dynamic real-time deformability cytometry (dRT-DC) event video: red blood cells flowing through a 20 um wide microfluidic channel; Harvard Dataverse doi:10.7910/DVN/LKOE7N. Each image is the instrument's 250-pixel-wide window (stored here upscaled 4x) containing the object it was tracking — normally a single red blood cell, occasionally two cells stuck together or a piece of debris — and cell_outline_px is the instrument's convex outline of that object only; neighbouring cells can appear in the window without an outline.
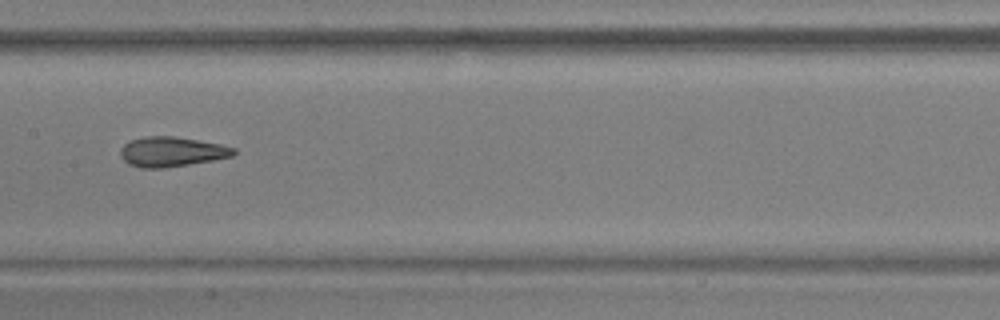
{"species": "common noctule bat (a hibernating species)", "species_latin": "Nyctalus noctula", "temperature_condition": "warm", "stored_images_in_passage": 39, "camera_frame_rate_fps": 3000, "um_per_image_px": 0.085, "animal": {"sex": "male", "body_mass_g": 17.9, "forearm_length_mm": 54.2}, "frame": {"image": 1, "passage_image": 12, "time_ms": 3.667, "image_size_px": [1000, 320], "cell_outline_px": [[236, 152], [232, 156], [212, 160], [164, 168], [140, 168], [128, 164], [120, 156], [120, 148], [124, 144], [132, 140], [144, 136], [172, 136], [220, 144], [236, 148]], "centroid_in_image_um": [14.56, 12.9], "position_along_channel_um": 192.8, "area_um2": 19.59}}